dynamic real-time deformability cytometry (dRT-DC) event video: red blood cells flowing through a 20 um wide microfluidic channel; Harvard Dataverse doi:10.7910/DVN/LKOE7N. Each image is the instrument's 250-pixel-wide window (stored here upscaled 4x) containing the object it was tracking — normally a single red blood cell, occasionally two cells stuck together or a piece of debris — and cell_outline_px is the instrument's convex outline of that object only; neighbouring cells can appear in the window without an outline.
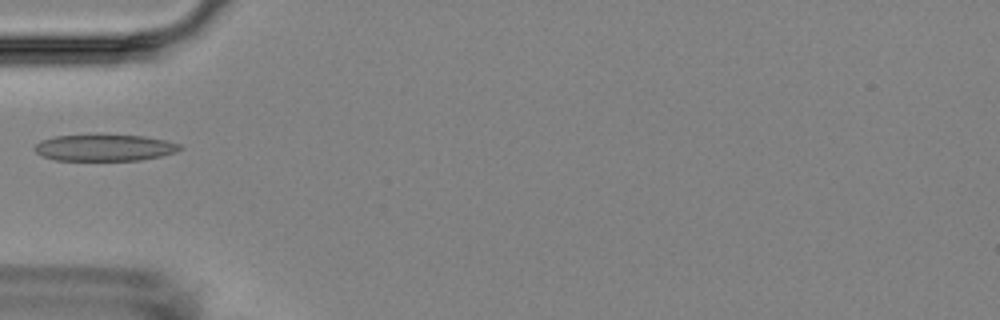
{"species": "Egyptian fruit bat (a non-hibernating species)", "species_latin": "Rousettus aegyptiacus", "temperature_condition": "room temperature", "stored_images_in_passage": 3, "camera_frame_rate_fps": 3000, "um_per_image_px": 0.085, "animal": {"sex": "female"}, "frame": {"image": 1, "passage_image": 2, "time_ms": 1.333, "image_size_px": [1000, 320], "cell_outline_px": [[184, 148], [176, 152], [160, 156], [140, 160], [56, 160], [40, 156], [32, 148], [40, 140], [56, 136], [144, 136], [164, 140], [180, 144]], "centroid_in_image_um": [8.87, 12.57], "position_along_channel_um": 76.1, "area_um2": 22.14}}